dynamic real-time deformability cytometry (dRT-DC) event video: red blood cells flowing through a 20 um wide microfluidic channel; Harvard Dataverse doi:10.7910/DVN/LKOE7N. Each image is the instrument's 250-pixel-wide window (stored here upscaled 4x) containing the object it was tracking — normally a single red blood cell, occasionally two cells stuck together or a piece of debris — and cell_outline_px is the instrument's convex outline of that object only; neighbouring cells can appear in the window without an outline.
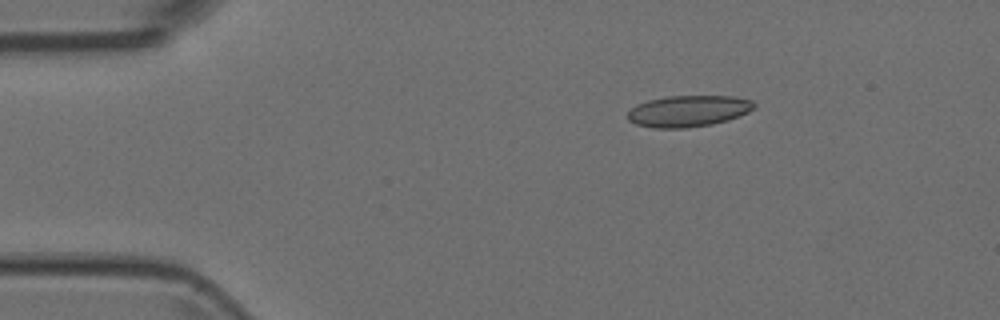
{"species": "Egyptian fruit bat (a non-hibernating species)", "species_latin": "Rousettus aegyptiacus", "temperature_condition": "room temperature", "stored_images_in_passage": 3, "camera_frame_rate_fps": 3000, "um_per_image_px": 0.085, "animal": {"sex": "female"}, "frame": {"image": 1, "passage_image": 1, "time_ms": 0.0, "image_size_px": [1000, 320], "cell_outline_px": [[756, 104], [748, 112], [728, 120], [712, 124], [688, 128], [652, 128], [636, 124], [628, 120], [628, 112], [636, 104], [648, 100], [668, 96], [732, 96], [752, 100]], "centroid_in_image_um": [58.49, 9.44], "position_along_channel_um": 26.5, "area_um2": 23.12}}
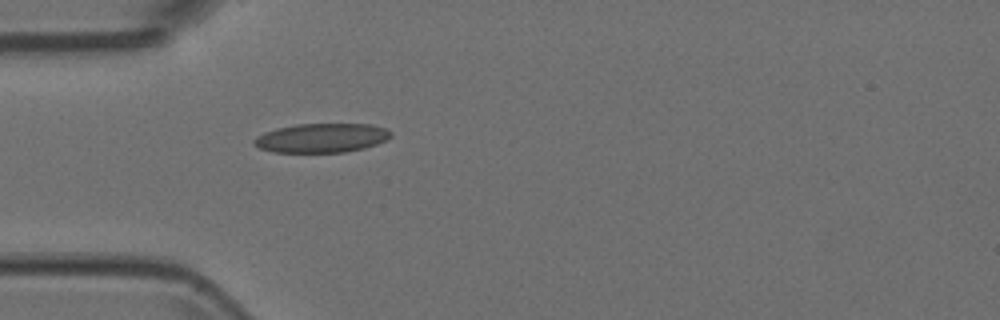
{"frame": {"image": 2, "passage_image": 3, "time_ms": 0.667, "image_size_px": [1000, 320], "cell_outline_px": [[392, 136], [388, 140], [364, 148], [344, 152], [272, 152], [260, 148], [252, 144], [252, 140], [256, 136], [264, 132], [276, 128], [296, 124], [372, 124], [388, 128], [392, 132]], "centroid_in_image_um": [27.35, 11.72], "position_along_channel_um": 57.7, "area_um2": 23.52}}